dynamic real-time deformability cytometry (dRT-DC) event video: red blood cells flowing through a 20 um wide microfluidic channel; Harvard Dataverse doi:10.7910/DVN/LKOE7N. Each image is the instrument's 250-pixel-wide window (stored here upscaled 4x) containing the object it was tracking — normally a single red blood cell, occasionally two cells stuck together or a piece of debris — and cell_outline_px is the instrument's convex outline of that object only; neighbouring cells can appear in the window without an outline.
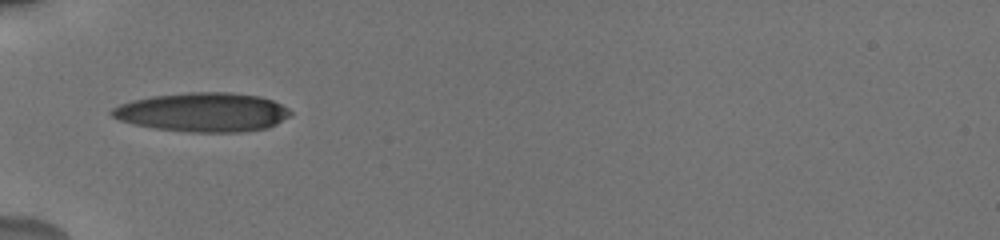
{"species": "human", "species_latin": "Homo sapiens", "temperature_condition": "cold", "stored_images_in_passage": 8, "camera_frame_rate_fps": 3000, "um_per_image_px": 0.085, "donor": {"sex": "male"}, "frame": {"image": 1, "passage_image": 1, "time_ms": 0.0, "image_size_px": [1000, 240], "cell_outline_px": [[292, 112], [288, 116], [276, 124], [268, 128], [240, 132], [192, 132], [156, 128], [136, 124], [120, 120], [112, 116], [108, 112], [112, 108], [120, 104], [132, 100], [152, 96], [188, 92], [228, 92], [260, 96], [272, 100], [288, 108]], "centroid_in_image_um": [17.24, 9.53], "position_along_channel_um": 67.8, "area_um2": 40.52}}
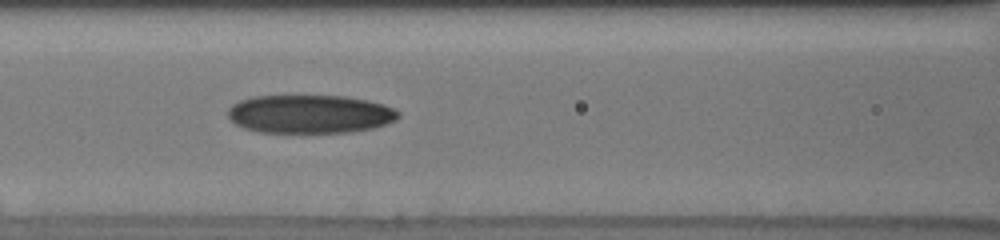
{"frame": {"image": 2, "passage_image": 6, "time_ms": 2.0, "image_size_px": [1000, 240], "cell_outline_px": [[400, 116], [396, 120], [372, 128], [352, 132], [256, 132], [244, 128], [236, 124], [228, 116], [228, 108], [232, 104], [240, 100], [252, 96], [344, 96], [368, 100], [384, 104], [400, 112]], "centroid_in_image_um": [26.33, 9.69], "position_along_channel_um": 140.3, "area_um2": 38.21}}
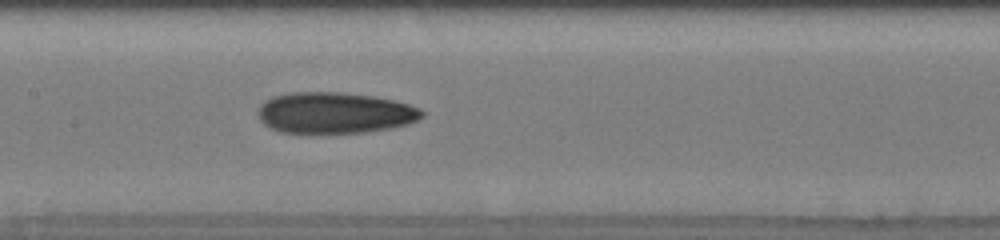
{"frame": {"image": 3, "passage_image": 8, "time_ms": 3.0, "image_size_px": [1000, 240], "cell_outline_px": [[424, 116], [408, 124], [388, 128], [364, 132], [280, 132], [268, 128], [260, 120], [260, 104], [264, 100], [272, 96], [292, 92], [340, 92], [372, 96], [392, 100], [408, 104], [420, 108], [424, 112]], "centroid_in_image_um": [28.43, 9.58], "position_along_channel_um": 179.0, "area_um2": 39.02}}